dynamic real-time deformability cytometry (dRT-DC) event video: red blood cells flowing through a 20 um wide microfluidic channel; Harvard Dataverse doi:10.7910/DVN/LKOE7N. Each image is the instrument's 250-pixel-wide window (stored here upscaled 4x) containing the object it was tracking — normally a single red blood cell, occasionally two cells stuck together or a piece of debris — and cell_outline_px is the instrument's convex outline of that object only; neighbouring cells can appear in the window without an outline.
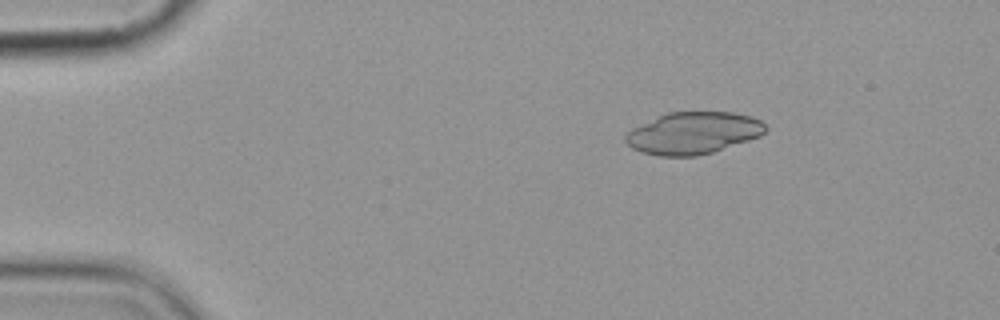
{"species": "common noctule bat (a hibernating species)", "species_latin": "Nyctalus noctula", "temperature_condition": "cold", "stored_images_in_passage": 4, "camera_frame_rate_fps": 3000, "um_per_image_px": 0.085, "animal": {"sex": "female", "body_mass_g": 19.9}, "frame": {"image": 1, "passage_image": 2, "time_ms": 2.0, "image_size_px": [1000, 320], "cell_outline_px": [[768, 128], [760, 136], [712, 152], [696, 156], [660, 156], [640, 152], [632, 148], [624, 140], [624, 136], [632, 128], [668, 112], [732, 112], [752, 116], [760, 120]], "centroid_in_image_um": [58.91, 11.31], "position_along_channel_um": 26.1, "area_um2": 34.1}}